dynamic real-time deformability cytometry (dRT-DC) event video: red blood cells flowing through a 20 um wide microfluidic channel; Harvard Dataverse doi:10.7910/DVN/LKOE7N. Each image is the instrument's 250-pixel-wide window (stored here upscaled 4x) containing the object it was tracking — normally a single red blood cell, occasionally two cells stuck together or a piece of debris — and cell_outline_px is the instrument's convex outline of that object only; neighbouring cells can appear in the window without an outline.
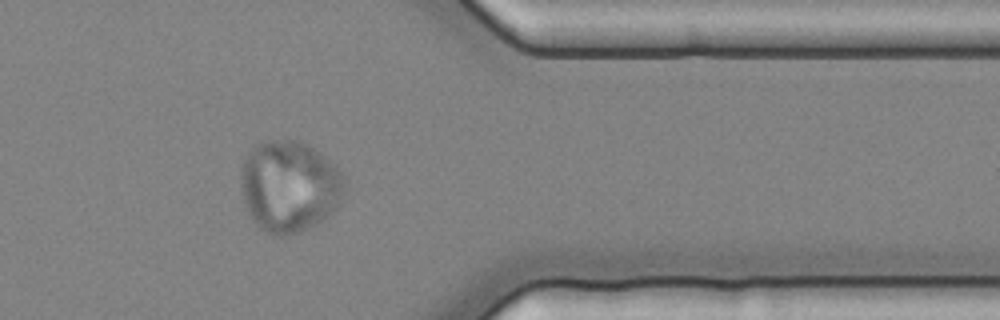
{"species": "common noctule bat (a hibernating species)", "species_latin": "Nyctalus noctula", "temperature_condition": "cold", "stored_images_in_passage": 50, "camera_frame_rate_fps": 3000, "um_per_image_px": 0.085, "animal": {"sex": "female", "body_mass_g": 25.1}, "frame": {"image": 1, "passage_image": 39, "time_ms": 12.667, "image_size_px": [1000, 320], "cell_outline_px": [[344, 192], [340, 204], [324, 220], [300, 232], [284, 236], [276, 236], [260, 228], [252, 220], [244, 204], [240, 180], [240, 176], [244, 160], [248, 152], [256, 144], [268, 140], [300, 140], [308, 144], [336, 164], [344, 176]], "centroid_in_image_um": [24.61, 15.83], "position_along_channel_um": 386.8, "area_um2": 55.89}}